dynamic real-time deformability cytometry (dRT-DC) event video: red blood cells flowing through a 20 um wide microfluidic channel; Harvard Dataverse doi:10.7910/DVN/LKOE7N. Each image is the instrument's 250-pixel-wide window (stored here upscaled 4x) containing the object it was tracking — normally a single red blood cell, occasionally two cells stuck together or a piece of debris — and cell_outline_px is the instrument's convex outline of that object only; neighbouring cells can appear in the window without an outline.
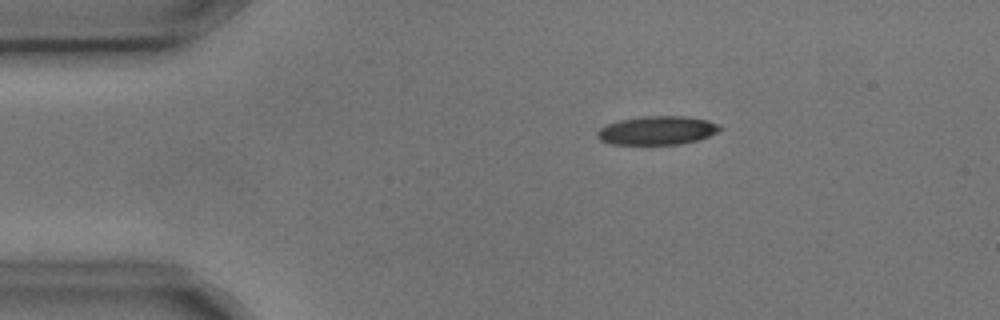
{"species": "common noctule bat (a hibernating species)", "species_latin": "Nyctalus noctula", "temperature_condition": "cold", "stored_images_in_passage": 13, "camera_frame_rate_fps": 3000, "um_per_image_px": 0.085, "animal": {"sex": "male", "body_mass_g": 17.9, "forearm_length_mm": 54.2}, "frame": {"image": 1, "passage_image": 2, "time_ms": 0.333, "image_size_px": [1000, 320], "cell_outline_px": [[724, 128], [708, 136], [696, 140], [680, 144], [612, 144], [600, 140], [596, 136], [596, 132], [600, 128], [608, 124], [620, 120], [644, 116], [688, 116], [708, 120], [720, 124]], "centroid_in_image_um": [55.88, 11.08], "position_along_channel_um": 29.1, "area_um2": 20.46}}
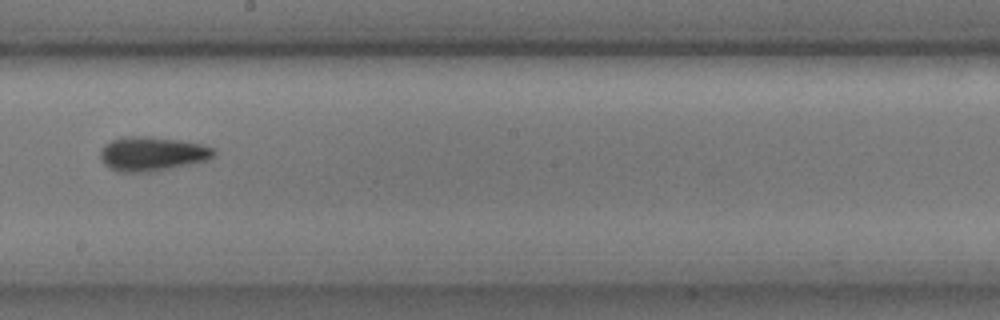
{"frame": {"image": 2, "passage_image": 7, "time_ms": 2.0, "image_size_px": [1000, 320], "cell_outline_px": [[216, 152], [208, 160], [156, 172], [116, 172], [104, 164], [100, 160], [100, 148], [104, 144], [112, 140], [124, 136], [148, 136], [180, 140], [200, 144], [216, 148]], "centroid_in_image_um": [12.91, 13.08], "position_along_channel_um": 235.3, "area_um2": 23.06}}
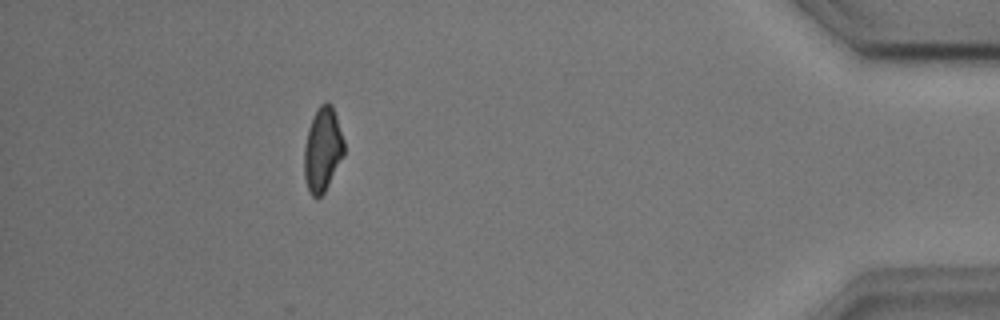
{"frame": {"image": 3, "passage_image": 12, "time_ms": 3.667, "image_size_px": [1000, 320], "cell_outline_px": [[344, 156], [324, 192], [316, 200], [308, 192], [304, 176], [304, 148], [308, 128], [316, 108], [324, 100], [328, 100], [332, 104], [344, 140]], "centroid_in_image_um": [27.41, 12.69], "position_along_channel_um": 407.8, "area_um2": 19.88}}